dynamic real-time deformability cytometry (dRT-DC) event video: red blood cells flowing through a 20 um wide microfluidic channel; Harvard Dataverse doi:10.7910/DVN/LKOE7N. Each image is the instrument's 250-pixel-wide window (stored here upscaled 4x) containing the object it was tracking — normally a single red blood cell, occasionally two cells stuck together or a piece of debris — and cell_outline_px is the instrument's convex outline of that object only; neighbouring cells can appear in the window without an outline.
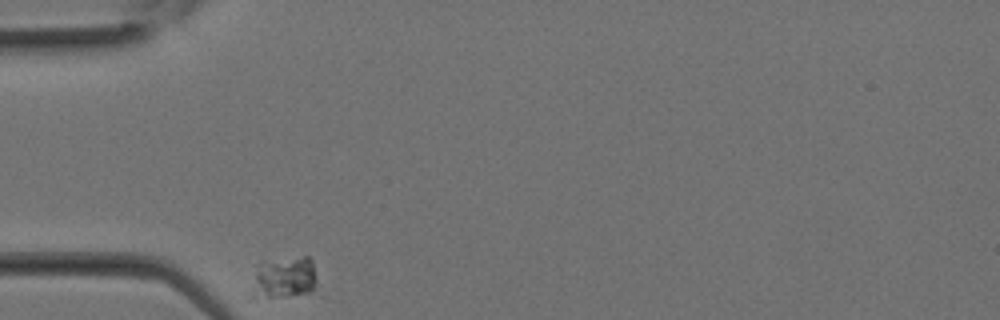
{"species": "Egyptian fruit bat (a non-hibernating species)", "species_latin": "Rousettus aegyptiacus", "temperature_condition": "room temperature", "stored_images_in_passage": 22, "camera_frame_rate_fps": 3000, "um_per_image_px": 0.085, "animal": {"sex": "female"}, "frame": {"image": 1, "passage_image": 1, "time_ms": 0.0, "image_size_px": [1000, 320], "cell_outline_px": [[316, 284], [308, 292], [288, 296], [248, 300], [256, 272], [260, 260], [304, 256], [308, 256], [312, 260], [316, 276]], "centroid_in_image_um": [24.07, 23.61], "position_along_channel_um": 60.9, "area_um2": 16.42}}
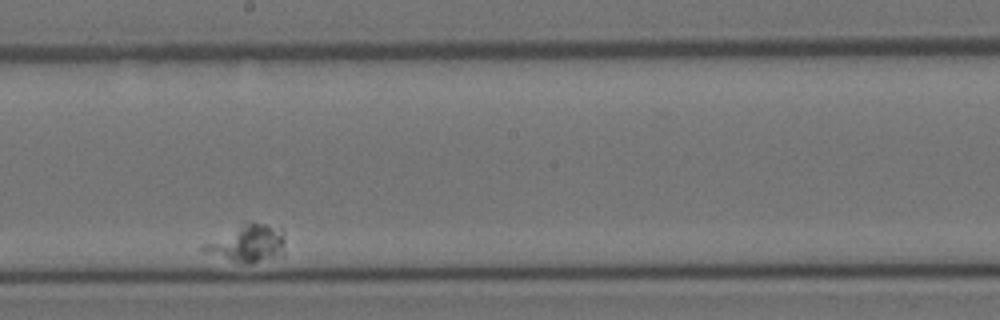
{"frame": {"image": 2, "passage_image": 13, "time_ms": 4.0, "image_size_px": [1000, 320], "cell_outline_px": [[284, 256], [252, 264], [244, 264], [204, 252], [200, 248], [204, 244], [244, 224], [264, 224], [284, 228]], "centroid_in_image_um": [21.14, 20.74], "position_along_channel_um": 227.1, "area_um2": 17.4}}
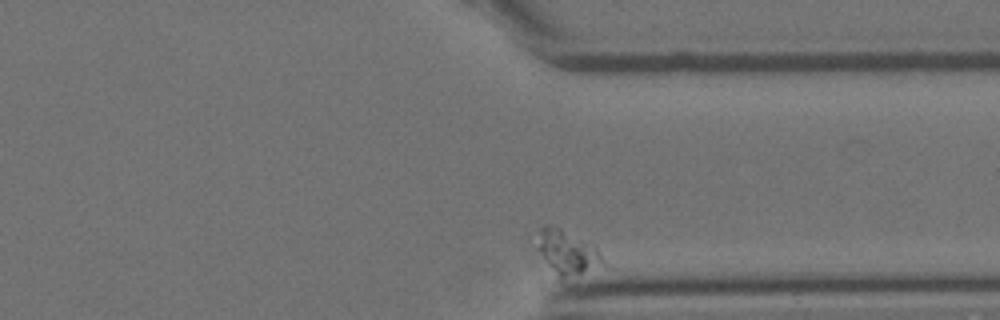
{"frame": {"image": 3, "passage_image": 22, "time_ms": 7.0, "image_size_px": [1000, 320], "cell_outline_px": [[600, 260], [580, 272], [560, 280], [536, 248], [540, 228], [544, 224], [548, 224], [560, 228], [592, 244], [596, 248], [600, 256]], "centroid_in_image_um": [48.06, 21.37], "position_along_channel_um": 363.3, "area_um2": 15.66}}